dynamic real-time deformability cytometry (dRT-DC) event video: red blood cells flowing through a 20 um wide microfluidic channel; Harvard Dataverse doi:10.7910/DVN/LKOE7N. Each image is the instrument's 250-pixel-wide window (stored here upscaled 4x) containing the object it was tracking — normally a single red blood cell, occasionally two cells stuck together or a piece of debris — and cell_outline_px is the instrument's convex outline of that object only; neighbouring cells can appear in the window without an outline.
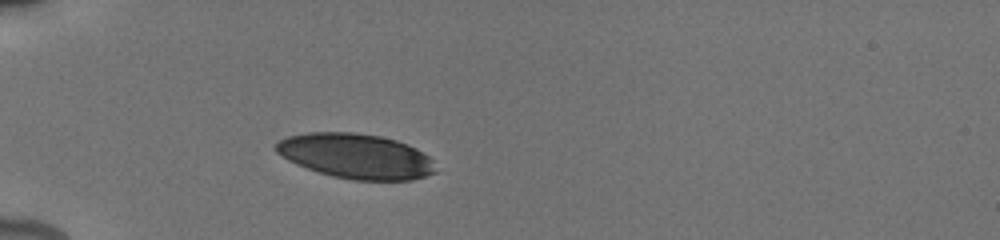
{"species": "human", "species_latin": "Homo sapiens", "temperature_condition": "cold", "stored_images_in_passage": 12, "camera_frame_rate_fps": 3000, "um_per_image_px": 0.085, "donor": {"sex": "male"}, "frame": {"image": 1, "passage_image": 6, "time_ms": 2.333, "image_size_px": [1000, 240], "cell_outline_px": [[436, 172], [412, 180], [352, 180], [332, 176], [296, 164], [288, 160], [276, 152], [276, 144], [280, 140], [288, 136], [308, 132], [352, 132], [380, 136], [396, 140], [408, 144], [416, 148], [428, 156], [432, 160]], "centroid_in_image_um": [30.26, 13.27], "position_along_channel_um": 54.7, "area_um2": 41.62}}